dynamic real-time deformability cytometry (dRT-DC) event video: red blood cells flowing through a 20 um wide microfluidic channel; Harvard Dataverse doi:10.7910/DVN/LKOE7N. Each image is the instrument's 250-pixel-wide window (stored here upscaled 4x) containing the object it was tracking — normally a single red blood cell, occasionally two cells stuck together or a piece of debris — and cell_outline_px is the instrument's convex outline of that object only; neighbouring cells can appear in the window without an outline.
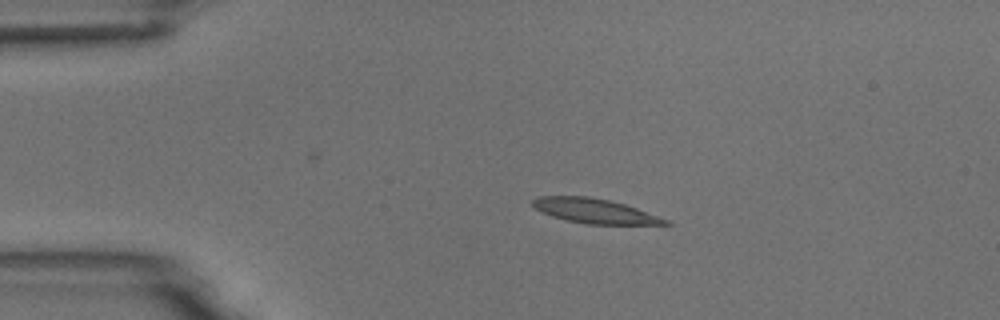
{"species": "common noctule bat (a hibernating species)", "species_latin": "Nyctalus noctula", "temperature_condition": "room temperature", "stored_images_in_passage": 4, "camera_frame_rate_fps": 3000, "um_per_image_px": 0.085, "animal": {"sex": "male", "body_mass_g": 18.8}, "frame": {"image": 1, "passage_image": 3, "time_ms": 2.333, "image_size_px": [1000, 320], "cell_outline_px": [[672, 224], [588, 224], [568, 220], [552, 216], [536, 208], [532, 204], [532, 200], [540, 196], [588, 196], [608, 200], [624, 204], [672, 220]], "centroid_in_image_um": [50.6, 17.93], "position_along_channel_um": 34.4, "area_um2": 18.79}}